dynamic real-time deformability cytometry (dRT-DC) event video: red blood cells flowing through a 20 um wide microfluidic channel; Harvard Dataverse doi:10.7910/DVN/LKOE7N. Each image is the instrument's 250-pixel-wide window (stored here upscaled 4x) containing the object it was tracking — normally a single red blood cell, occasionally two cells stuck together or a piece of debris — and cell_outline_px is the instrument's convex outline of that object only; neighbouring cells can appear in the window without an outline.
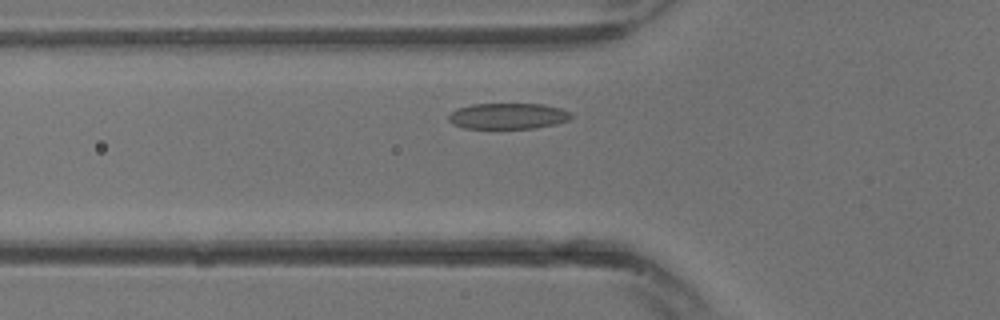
{"species": "common noctule bat (a hibernating species)", "species_latin": "Nyctalus noctula", "temperature_condition": "warm", "stored_images_in_passage": 13, "camera_frame_rate_fps": 3000, "um_per_image_px": 0.085, "animal": {"sex": "male", "body_mass_g": 13.3}, "frame": {"image": 1, "passage_image": 5, "time_ms": 1.333, "image_size_px": [1000, 320], "cell_outline_px": [[572, 116], [568, 120], [556, 124], [536, 128], [464, 128], [452, 124], [448, 120], [448, 116], [456, 108], [472, 104], [540, 104], [560, 108], [572, 112]], "centroid_in_image_um": [43.17, 9.86], "position_along_channel_um": 82.6, "area_um2": 18.55}}
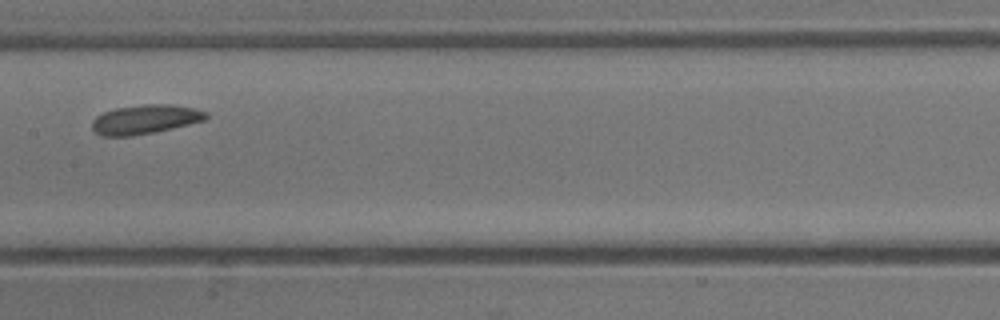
{"frame": {"image": 2, "passage_image": 10, "time_ms": 3.0, "image_size_px": [1000, 320], "cell_outline_px": [[208, 116], [204, 120], [172, 128], [132, 136], [100, 136], [92, 128], [92, 120], [96, 116], [104, 112], [116, 108], [140, 104], [172, 104], [196, 108], [204, 112]], "centroid_in_image_um": [12.3, 10.13], "position_along_channel_um": 195.1, "area_um2": 19.31}}
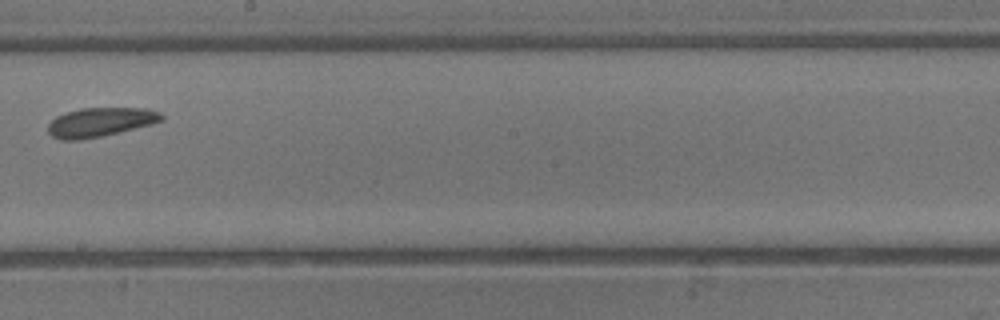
{"frame": {"image": 3, "passage_image": 12, "time_ms": 3.667, "image_size_px": [1000, 320], "cell_outline_px": [[164, 120], [152, 124], [100, 136], [80, 140], [60, 140], [52, 136], [48, 132], [48, 124], [56, 116], [64, 112], [80, 108], [144, 108], [160, 112], [164, 116]], "centroid_in_image_um": [8.5, 10.37], "position_along_channel_um": 239.7, "area_um2": 19.25}}